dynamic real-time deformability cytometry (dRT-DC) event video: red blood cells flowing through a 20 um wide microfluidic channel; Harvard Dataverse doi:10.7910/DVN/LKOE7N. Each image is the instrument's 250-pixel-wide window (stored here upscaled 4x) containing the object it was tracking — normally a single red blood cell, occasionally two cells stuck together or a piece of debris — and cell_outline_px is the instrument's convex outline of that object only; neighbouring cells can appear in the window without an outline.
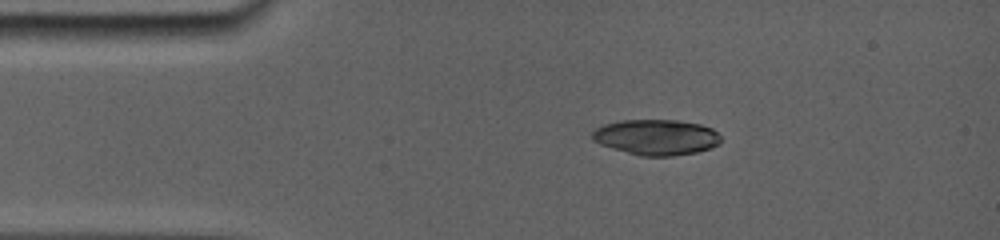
{"species": "common noctule bat (a hibernating species)", "species_latin": "Nyctalus noctula", "temperature_condition": "room temperature", "stored_images_in_passage": 5, "camera_frame_rate_fps": 5000, "um_per_image_px": 0.085, "animal": {"sex": "female", "body_mass_g": 19.0, "forearm_length_mm": 56.7}, "frame": {"image": 1, "passage_image": 4, "time_ms": 2.8, "image_size_px": [1000, 240], "cell_outline_px": [[720, 140], [716, 144], [708, 148], [692, 152], [668, 156], [644, 156], [616, 148], [604, 144], [596, 140], [592, 136], [592, 132], [596, 128], [604, 124], [624, 120], [676, 120], [700, 124], [712, 128], [720, 136]], "centroid_in_image_um": [55.81, 11.63], "position_along_channel_um": 29.2, "area_um2": 25.78}}